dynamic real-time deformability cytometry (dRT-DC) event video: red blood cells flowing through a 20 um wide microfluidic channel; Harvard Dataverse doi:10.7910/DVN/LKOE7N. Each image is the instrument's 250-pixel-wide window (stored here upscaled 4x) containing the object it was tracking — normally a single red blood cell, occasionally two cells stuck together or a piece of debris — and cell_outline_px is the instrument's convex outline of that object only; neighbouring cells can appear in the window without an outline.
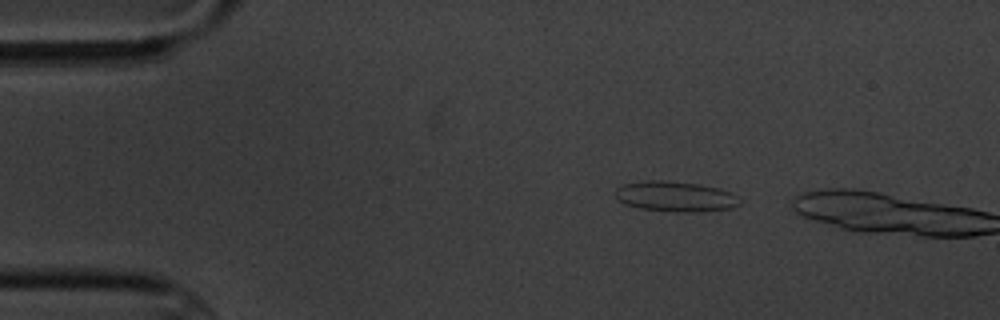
{"species": "common noctule bat (a hibernating species)", "species_latin": "Nyctalus noctula", "temperature_condition": "cold", "stored_images_in_passage": 3, "camera_frame_rate_fps": 3000, "um_per_image_px": 0.085, "animal": {"sex": "male", "body_mass_g": 20.1, "forearm_length_mm": 53.5}, "frame": {"image": 1, "passage_image": 2, "time_ms": 1.333, "image_size_px": [1000, 320], "cell_outline_px": [[740, 204], [732, 208], [700, 212], [676, 212], [640, 208], [624, 204], [616, 200], [616, 188], [624, 184], [644, 180], [664, 180], [700, 184], [720, 188], [732, 192], [740, 200]], "centroid_in_image_um": [57.41, 16.7], "position_along_channel_um": 27.6, "area_um2": 22.25}}